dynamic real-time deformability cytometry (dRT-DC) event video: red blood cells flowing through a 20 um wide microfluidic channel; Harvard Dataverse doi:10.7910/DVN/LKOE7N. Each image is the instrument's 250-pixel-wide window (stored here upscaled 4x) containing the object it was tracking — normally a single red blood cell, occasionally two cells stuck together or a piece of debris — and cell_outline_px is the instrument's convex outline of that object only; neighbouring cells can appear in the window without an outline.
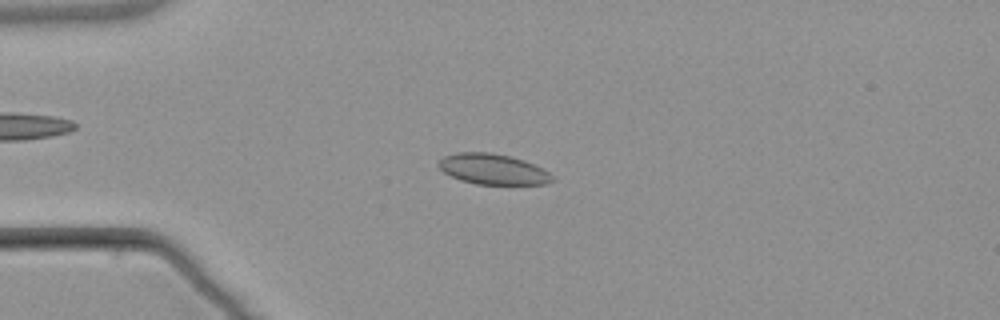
{"species": "common noctule bat (a hibernating species)", "species_latin": "Nyctalus noctula", "temperature_condition": "warm", "stored_images_in_passage": 7, "camera_frame_rate_fps": 3000, "um_per_image_px": 0.085, "animal": {"sex": "male", "body_mass_g": 21.5, "forearm_length_mm": 52.0}, "frame": {"image": 1, "passage_image": 4, "time_ms": 4.333, "image_size_px": [1000, 320], "cell_outline_px": [[556, 180], [548, 184], [476, 184], [460, 180], [444, 172], [436, 164], [444, 156], [456, 152], [492, 152], [512, 156], [524, 160], [548, 172]], "centroid_in_image_um": [41.89, 14.37], "position_along_channel_um": 43.1, "area_um2": 20.29}}
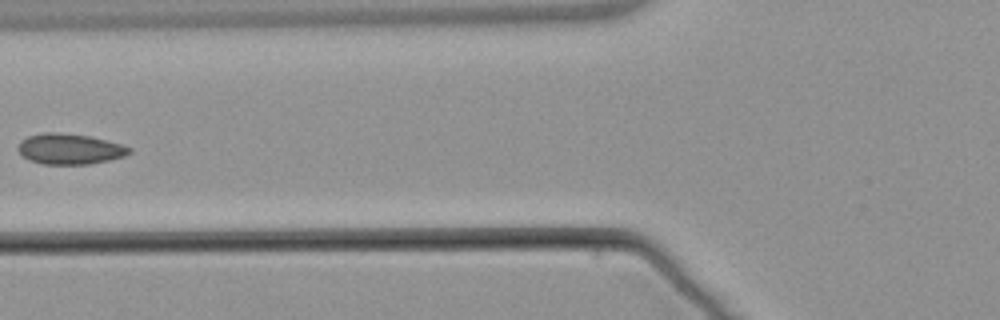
{"frame": {"image": 2, "passage_image": 6, "time_ms": 7.0, "image_size_px": [1000, 320], "cell_outline_px": [[132, 152], [124, 156], [108, 160], [88, 164], [44, 164], [28, 160], [16, 148], [20, 140], [28, 136], [44, 132], [56, 132], [92, 136], [120, 144], [132, 148]], "centroid_in_image_um": [5.91, 12.65], "position_along_channel_um": 119.9, "area_um2": 19.88}}
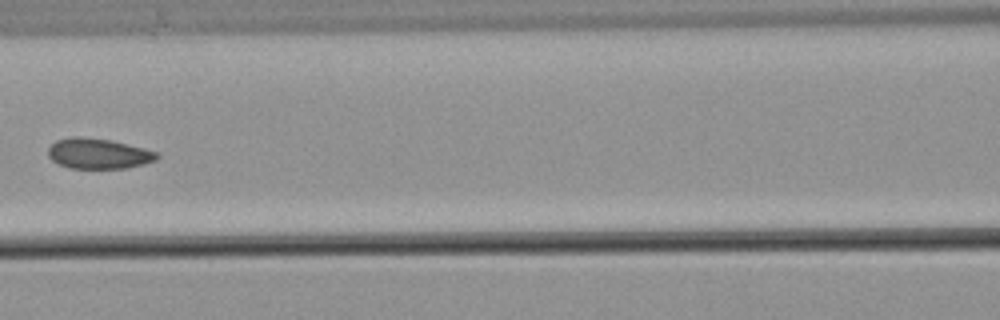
{"frame": {"image": 3, "passage_image": 7, "time_ms": 8.0, "image_size_px": [1000, 320], "cell_outline_px": [[160, 156], [156, 160], [144, 164], [128, 168], [68, 168], [52, 160], [48, 156], [48, 148], [56, 140], [72, 136], [76, 136], [112, 140], [160, 152]], "centroid_in_image_um": [8.39, 13.05], "position_along_channel_um": 158.2, "area_um2": 19.42}}